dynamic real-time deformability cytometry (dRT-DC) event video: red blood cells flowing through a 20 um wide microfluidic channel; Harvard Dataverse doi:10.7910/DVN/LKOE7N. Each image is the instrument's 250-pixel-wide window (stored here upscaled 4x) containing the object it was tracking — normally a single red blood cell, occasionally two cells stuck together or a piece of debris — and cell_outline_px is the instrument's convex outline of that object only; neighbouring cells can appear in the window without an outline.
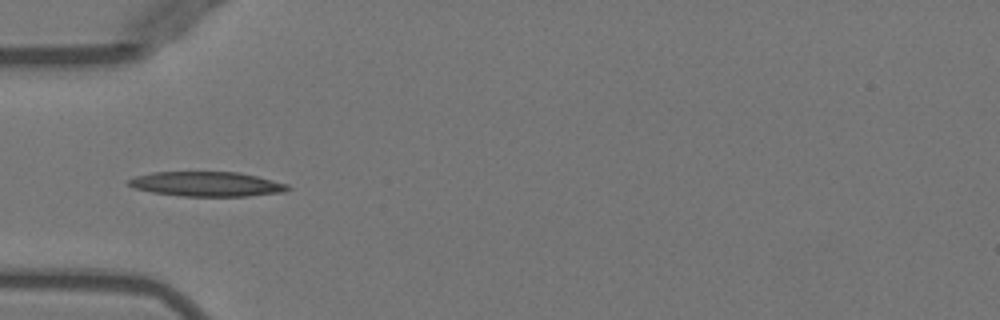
{"species": "Egyptian fruit bat (a non-hibernating species)", "species_latin": "Rousettus aegyptiacus", "temperature_condition": "warm", "stored_images_in_passage": 50, "camera_frame_rate_fps": 3000, "um_per_image_px": 0.085, "animal": {"sex": "female"}, "frame": {"image": 1, "passage_image": 16, "time_ms": 5.0, "image_size_px": [1000, 320], "cell_outline_px": [[292, 188], [284, 192], [248, 196], [184, 196], [152, 192], [136, 188], [128, 184], [128, 180], [136, 176], [152, 172], [240, 172], [288, 184]], "centroid_in_image_um": [17.61, 15.64], "position_along_channel_um": 67.4, "area_um2": 22.77}}
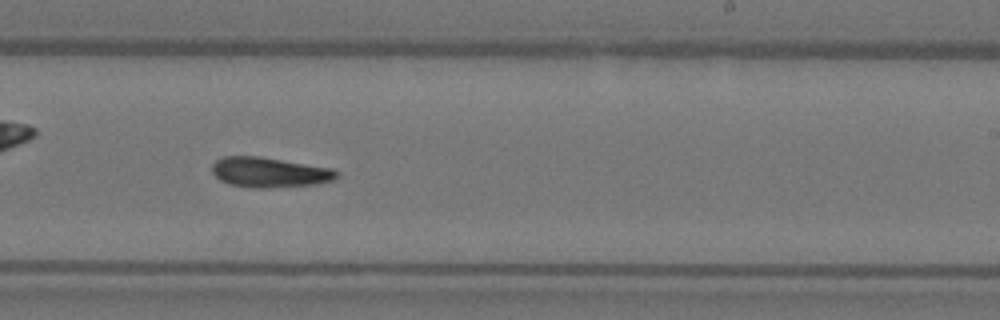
{"frame": {"image": 2, "passage_image": 31, "time_ms": 10.0, "image_size_px": [1000, 320], "cell_outline_px": [[340, 176], [336, 180], [316, 184], [264, 188], [256, 188], [228, 184], [220, 180], [212, 172], [212, 164], [216, 160], [224, 156], [260, 156], [332, 168], [340, 172]], "centroid_in_image_um": [22.94, 14.64], "position_along_channel_um": 266.1, "area_um2": 22.02}}
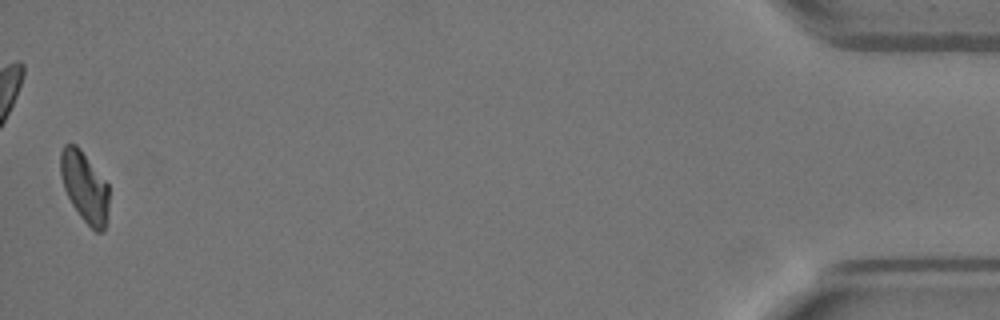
{"frame": {"image": 3, "passage_image": 50, "time_ms": 16.333, "image_size_px": [1000, 320], "cell_outline_px": [[108, 212], [104, 232], [96, 232], [80, 216], [72, 204], [64, 188], [60, 176], [60, 152], [64, 144], [76, 144], [80, 148], [108, 184]], "centroid_in_image_um": [7.18, 15.87], "position_along_channel_um": 428.0, "area_um2": 19.88}, "authors_computed_cell_mechanics": {"area_um2": 21.3282, "velocity_mm_per_s": 3.9777, "shape_relaxation_time_tau1_ms": 9.6956, "shape_relaxation_time_tau2_ms": null, "deformation_change_tau1": 0.2672, "deformation_change_tau2": null}}